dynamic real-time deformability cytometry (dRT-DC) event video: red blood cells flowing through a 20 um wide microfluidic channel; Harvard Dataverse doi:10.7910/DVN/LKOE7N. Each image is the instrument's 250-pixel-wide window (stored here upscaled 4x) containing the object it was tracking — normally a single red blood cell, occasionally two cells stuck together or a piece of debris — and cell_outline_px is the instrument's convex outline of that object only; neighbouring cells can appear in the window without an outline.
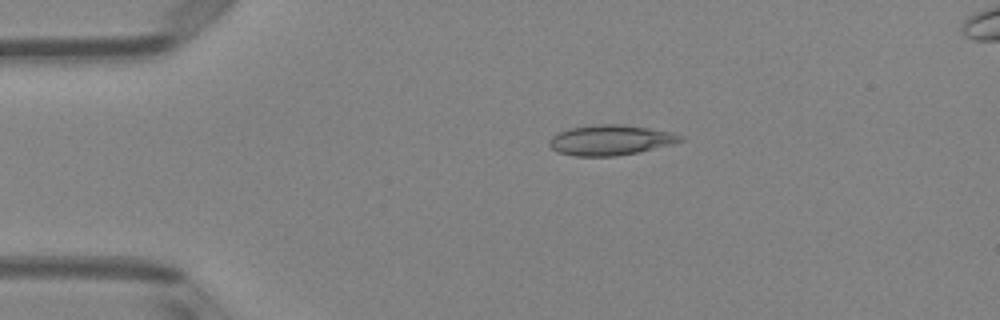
{"species": "Egyptian fruit bat (a non-hibernating species)", "species_latin": "Rousettus aegyptiacus", "temperature_condition": "room temperature", "stored_images_in_passage": 50, "camera_frame_rate_fps": 3000, "um_per_image_px": 0.085, "animal": {"sex": "female"}, "frame": {"image": 1, "passage_image": 10, "time_ms": 3.0, "image_size_px": [1000, 320], "cell_outline_px": [[684, 140], [672, 144], [640, 152], [616, 156], [576, 156], [560, 152], [552, 148], [548, 144], [548, 140], [552, 136], [568, 128], [596, 124], [620, 124], [648, 128], [672, 132], [684, 136]], "centroid_in_image_um": [51.91, 11.9], "position_along_channel_um": 33.1, "area_um2": 23.12}}
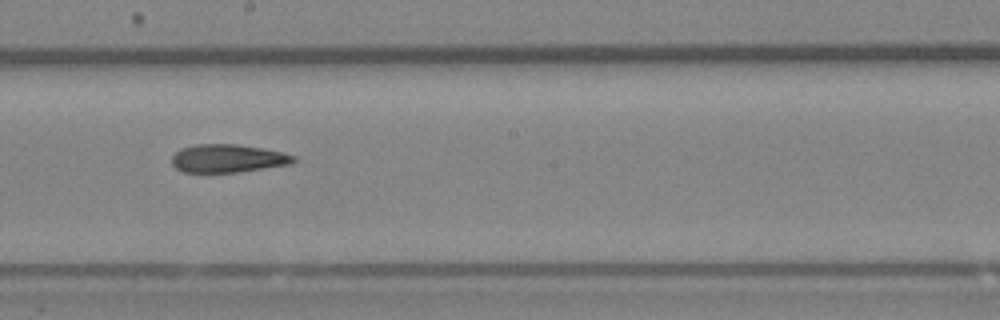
{"frame": {"image": 2, "passage_image": 28, "time_ms": 9.0, "image_size_px": [1000, 320], "cell_outline_px": [[296, 160], [288, 164], [236, 172], [184, 172], [176, 168], [172, 164], [172, 156], [180, 148], [196, 144], [236, 144], [264, 148], [296, 156]], "centroid_in_image_um": [19.32, 13.45], "position_along_channel_um": 228.9, "area_um2": 19.77}}
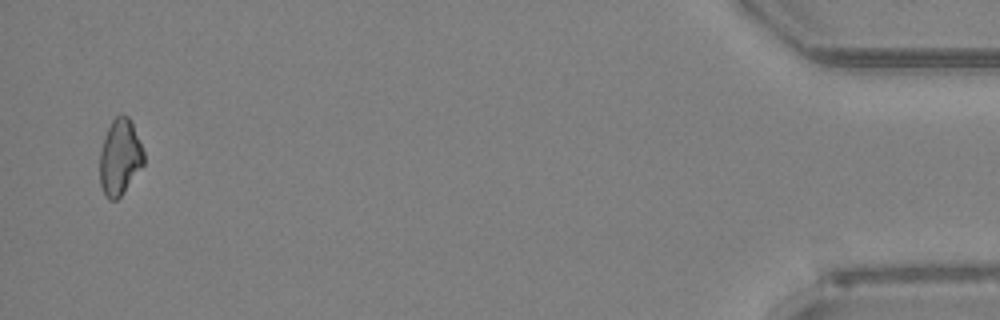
{"frame": {"image": 3, "passage_image": 49, "time_ms": 16.0, "image_size_px": [1000, 320], "cell_outline_px": [[144, 164], [124, 192], [116, 200], [108, 200], [104, 196], [100, 184], [100, 152], [104, 136], [112, 120], [116, 116], [128, 116], [132, 124], [144, 152]], "centroid_in_image_um": [10.17, 13.4], "position_along_channel_um": 425.0, "area_um2": 19.36}, "authors_computed_cell_mechanics": {"area_um2": 20.7791, "velocity_mm_per_s": 4.0017, "shape_relaxation_time_tau1_ms": null, "shape_relaxation_time_tau2_ms": 8.6639, "deformation_change_tau1": null, "deformation_change_tau2": 0.1813}}